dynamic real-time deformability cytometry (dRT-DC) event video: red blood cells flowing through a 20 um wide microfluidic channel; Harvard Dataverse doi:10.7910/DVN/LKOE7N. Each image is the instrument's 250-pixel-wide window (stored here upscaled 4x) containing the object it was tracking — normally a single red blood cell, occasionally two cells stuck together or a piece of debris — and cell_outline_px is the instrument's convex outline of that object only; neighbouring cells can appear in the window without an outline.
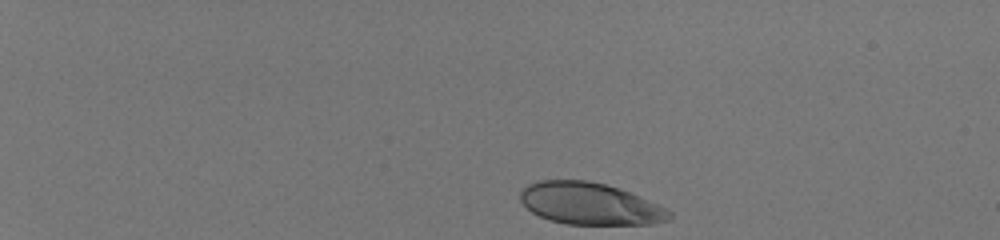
{"species": "human", "species_latin": "Homo sapiens", "temperature_condition": "room temperature", "stored_images_in_passage": 43, "camera_frame_rate_fps": 3000, "um_per_image_px": 0.085, "donor": {"sex": "male"}, "frame": {"image": 1, "passage_image": 1, "time_ms": 0.0, "image_size_px": [1000, 240], "cell_outline_px": [[672, 216], [668, 220], [652, 224], [568, 224], [548, 220], [532, 212], [520, 200], [520, 192], [528, 184], [540, 180], [588, 180], [604, 184], [640, 196], [672, 212]], "centroid_in_image_um": [50.12, 17.32], "position_along_channel_um": 34.9, "area_um2": 36.13}}
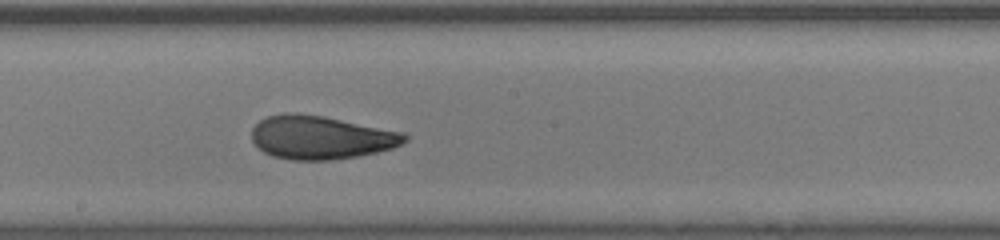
{"frame": {"image": 2, "passage_image": 24, "time_ms": 7.667, "image_size_px": [1000, 240], "cell_outline_px": [[408, 140], [392, 148], [376, 152], [356, 156], [332, 160], [292, 160], [272, 156], [264, 152], [252, 140], [252, 128], [260, 120], [268, 116], [284, 112], [296, 112], [324, 116], [404, 132], [408, 136]], "centroid_in_image_um": [27.26, 11.67], "position_along_channel_um": 220.9, "area_um2": 38.78}}
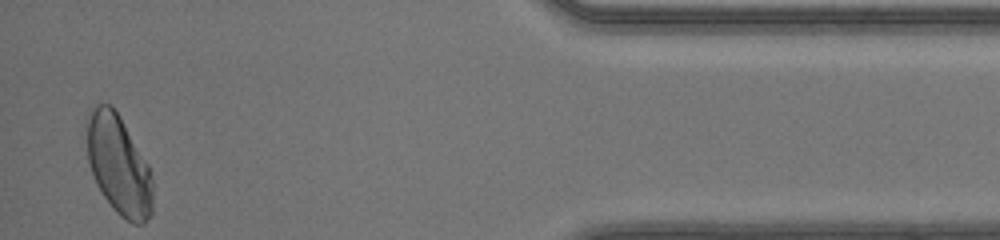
{"frame": {"image": 3, "passage_image": 42, "time_ms": 13.667, "image_size_px": [1000, 240], "cell_outline_px": [[152, 212], [144, 224], [132, 224], [120, 216], [116, 212], [104, 196], [96, 184], [88, 160], [84, 120], [88, 112], [96, 104], [108, 104], [120, 116], [148, 164], [152, 176]], "centroid_in_image_um": [10.06, 14.01], "position_along_channel_um": 425.1, "area_um2": 38.55}, "authors_computed_cell_mechanics": {"area_um2": 38.148, "velocity_mm_per_s": 4.1189, "shape_relaxation_time_tau1_ms": 5.0967, "shape_relaxation_time_tau2_ms": 0.8719, "deformation_change_tau1": 0.193, "deformation_change_tau2": 0.0624}}